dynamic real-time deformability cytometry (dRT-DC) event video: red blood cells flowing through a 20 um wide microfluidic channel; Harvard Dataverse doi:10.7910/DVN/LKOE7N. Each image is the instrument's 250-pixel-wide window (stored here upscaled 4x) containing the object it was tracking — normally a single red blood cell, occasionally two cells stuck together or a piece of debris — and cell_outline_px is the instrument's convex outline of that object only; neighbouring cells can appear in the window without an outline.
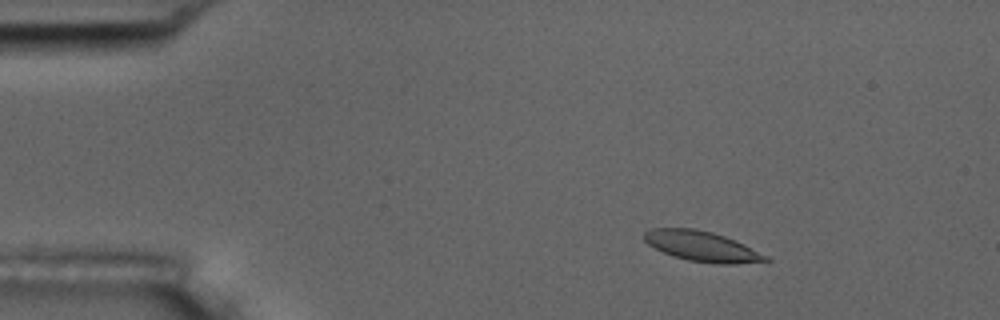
{"species": "common noctule bat (a hibernating species)", "species_latin": "Nyctalus noctula", "temperature_condition": "room temperature", "stored_images_in_passage": 6, "camera_frame_rate_fps": 3000, "um_per_image_px": 0.085, "animal": {"sex": "male", "body_mass_g": 17.5, "forearm_length_mm": 52.3}, "frame": {"image": 1, "passage_image": 3, "time_ms": 2.333, "image_size_px": [1000, 320], "cell_outline_px": [[772, 260], [736, 264], [716, 264], [688, 260], [672, 256], [648, 244], [644, 240], [644, 232], [652, 228], [696, 228], [712, 232], [736, 240], [768, 256]], "centroid_in_image_um": [59.67, 20.93], "position_along_channel_um": 25.3, "area_um2": 21.39}}
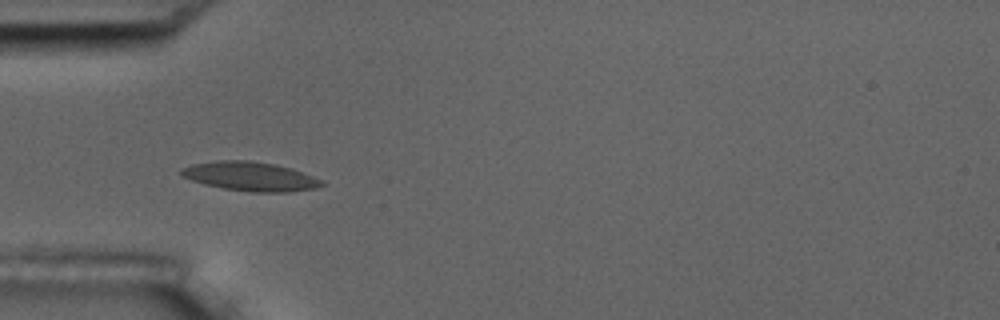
{"frame": {"image": 2, "passage_image": 5, "time_ms": 5.333, "image_size_px": [1000, 320], "cell_outline_px": [[324, 184], [316, 188], [288, 192], [248, 192], [224, 188], [204, 184], [180, 176], [180, 168], [192, 164], [216, 160], [252, 160], [272, 164], [288, 168], [324, 180]], "centroid_in_image_um": [21.22, 14.99], "position_along_channel_um": 63.8, "area_um2": 23.76}}